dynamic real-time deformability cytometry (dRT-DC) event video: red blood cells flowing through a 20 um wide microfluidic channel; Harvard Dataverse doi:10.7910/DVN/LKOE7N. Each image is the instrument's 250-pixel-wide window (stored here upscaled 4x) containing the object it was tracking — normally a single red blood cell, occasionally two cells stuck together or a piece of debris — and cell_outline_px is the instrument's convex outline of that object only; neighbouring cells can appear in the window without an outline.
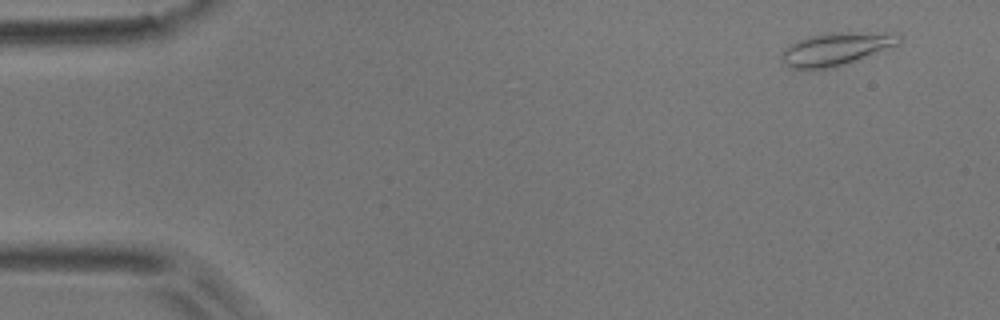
{"species": "common noctule bat (a hibernating species)", "species_latin": "Nyctalus noctula", "temperature_condition": "room temperature", "stored_images_in_passage": 5, "camera_frame_rate_fps": 3000, "um_per_image_px": 0.085, "animal": {"sex": "male", "body_mass_g": 17.9}, "frame": {"image": 1, "passage_image": 1, "time_ms": 0.0, "image_size_px": [1000, 320], "cell_outline_px": [[900, 40], [896, 44], [856, 60], [844, 64], [828, 68], [792, 68], [784, 64], [780, 60], [780, 56], [784, 48], [788, 44], [796, 40], [828, 32], [900, 32]], "centroid_in_image_um": [71.02, 4.13], "position_along_channel_um": 14.0, "area_um2": 22.31}}